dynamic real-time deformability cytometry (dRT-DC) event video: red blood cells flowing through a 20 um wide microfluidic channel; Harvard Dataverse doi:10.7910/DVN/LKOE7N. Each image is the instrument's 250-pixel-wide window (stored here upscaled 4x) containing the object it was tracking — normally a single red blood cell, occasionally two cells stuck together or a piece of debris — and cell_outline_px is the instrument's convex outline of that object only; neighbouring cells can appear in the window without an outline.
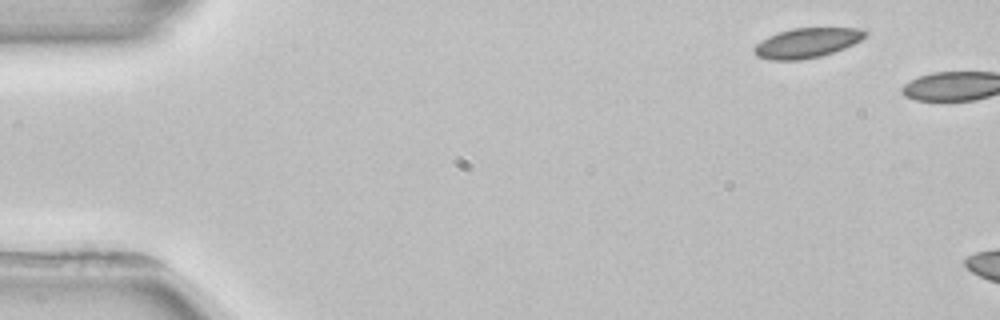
{"species": "common noctule bat (a hibernating species)", "species_latin": "Nyctalus noctula", "temperature_condition": "room temperature", "stored_images_in_passage": 2, "camera_frame_rate_fps": 3000, "um_per_image_px": 0.085, "animal": {"sex": "female", "body_mass_g": 22.7, "forearm_length_mm": 54.2}, "frame": {"image": 1, "passage_image": 1, "time_ms": 0.0, "image_size_px": [1000, 320], "cell_outline_px": [[868, 32], [860, 40], [844, 48], [820, 56], [800, 60], [772, 60], [756, 56], [752, 52], [752, 48], [756, 44], [768, 36], [792, 28], [860, 28]], "centroid_in_image_um": [68.54, 3.65], "position_along_channel_um": 16.5, "area_um2": 19.13}}